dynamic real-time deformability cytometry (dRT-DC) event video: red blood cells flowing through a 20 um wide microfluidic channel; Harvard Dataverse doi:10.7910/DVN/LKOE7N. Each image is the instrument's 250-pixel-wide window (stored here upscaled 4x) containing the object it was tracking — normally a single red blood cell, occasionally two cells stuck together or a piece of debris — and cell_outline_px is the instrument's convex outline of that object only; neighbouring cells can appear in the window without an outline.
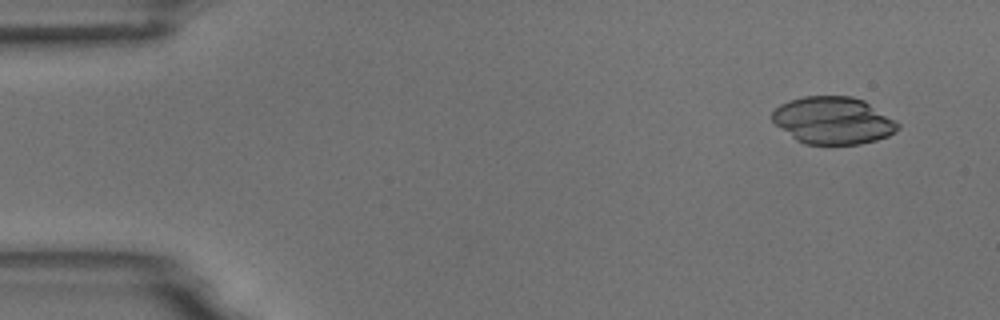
{"species": "common noctule bat (a hibernating species)", "species_latin": "Nyctalus noctula", "temperature_condition": "room temperature", "stored_images_in_passage": 7, "camera_frame_rate_fps": 3000, "um_per_image_px": 0.085, "animal": {"sex": "male", "body_mass_g": 18.8}, "frame": {"image": 1, "passage_image": 1, "time_ms": 0.0, "image_size_px": [1000, 320], "cell_outline_px": [[900, 128], [896, 132], [888, 136], [876, 140], [860, 144], [804, 144], [796, 140], [776, 124], [772, 120], [772, 112], [780, 104], [788, 100], [804, 96], [852, 96], [864, 100], [900, 124]], "centroid_in_image_um": [70.81, 10.24], "position_along_channel_um": 14.2, "area_um2": 34.56}}